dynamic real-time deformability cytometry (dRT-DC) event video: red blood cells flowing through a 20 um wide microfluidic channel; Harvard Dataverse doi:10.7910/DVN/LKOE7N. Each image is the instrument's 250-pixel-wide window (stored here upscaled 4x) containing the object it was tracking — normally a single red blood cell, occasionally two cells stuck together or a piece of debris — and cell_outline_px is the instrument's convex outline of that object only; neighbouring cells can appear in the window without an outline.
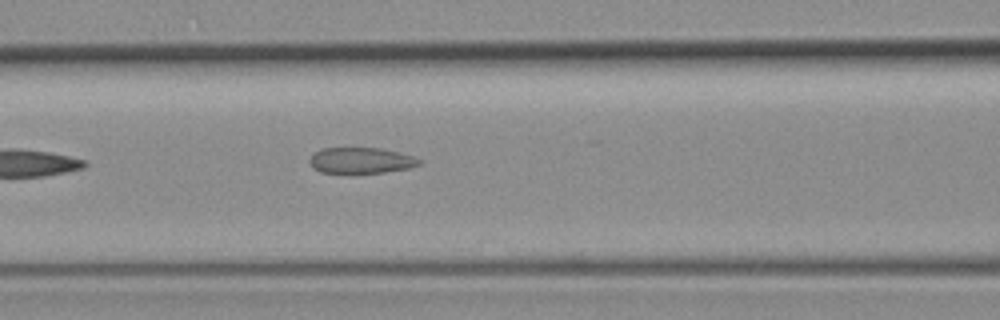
{"species": "common noctule bat (a hibernating species)", "species_latin": "Nyctalus noctula", "temperature_condition": "room temperature", "stored_images_in_passage": 6, "camera_frame_rate_fps": 3000, "um_per_image_px": 0.085, "animal": {"sex": "female", "body_mass_g": 19.3, "forearm_length_mm": 54.1}, "frame": {"image": 1, "passage_image": 6, "time_ms": 6.667, "image_size_px": [1000, 320], "cell_outline_px": [[420, 164], [408, 168], [384, 172], [320, 172], [312, 168], [308, 160], [316, 152], [324, 148], [380, 148], [412, 156], [420, 160]], "centroid_in_image_um": [30.65, 13.63], "position_along_channel_um": 136.0, "area_um2": 16.13}}